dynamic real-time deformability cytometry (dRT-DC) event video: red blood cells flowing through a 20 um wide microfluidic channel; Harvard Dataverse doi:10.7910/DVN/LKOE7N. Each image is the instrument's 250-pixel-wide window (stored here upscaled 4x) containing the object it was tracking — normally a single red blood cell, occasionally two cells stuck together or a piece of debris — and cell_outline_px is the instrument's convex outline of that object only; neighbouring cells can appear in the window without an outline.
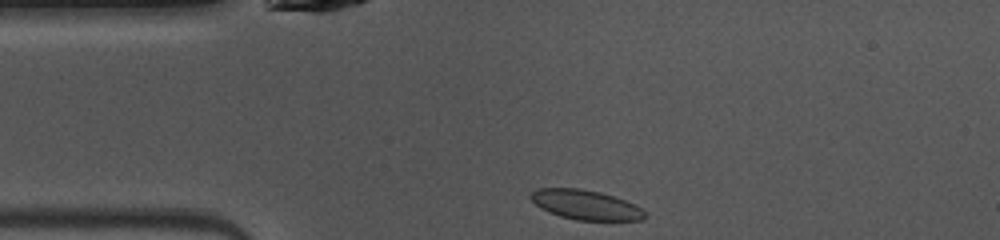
{"species": "common noctule bat (a hibernating species)", "species_latin": "Nyctalus noctula", "temperature_condition": "warm", "stored_images_in_passage": 39, "camera_frame_rate_fps": 3000, "um_per_image_px": 0.085, "animal": {"sex": "female", "body_mass_g": 10.0, "forearm_length_mm": 53.1}, "frame": {"image": 1, "passage_image": 1, "time_ms": 0.0, "image_size_px": [1000, 240], "cell_outline_px": [[648, 216], [644, 220], [576, 220], [560, 216], [548, 212], [540, 208], [528, 196], [536, 188], [580, 188], [600, 192], [616, 196], [636, 204]], "centroid_in_image_um": [49.79, 17.4], "position_along_channel_um": 35.2, "area_um2": 19.94}}
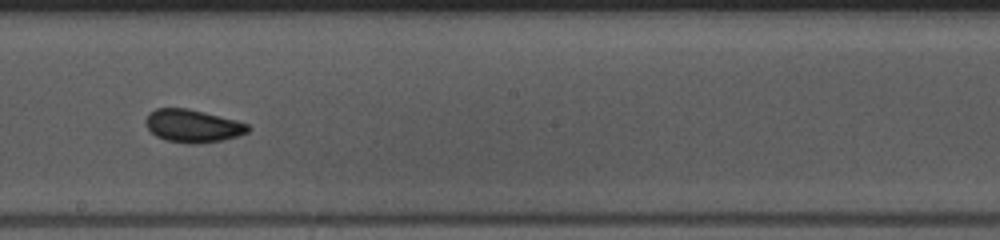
{"frame": {"image": 2, "passage_image": 17, "time_ms": 5.333, "image_size_px": [1000, 240], "cell_outline_px": [[252, 128], [248, 132], [236, 136], [220, 140], [196, 144], [188, 144], [164, 140], [156, 136], [148, 128], [144, 120], [148, 112], [156, 108], [188, 108], [236, 120], [248, 124]], "centroid_in_image_um": [16.35, 10.7], "position_along_channel_um": 231.8, "area_um2": 19.65}}
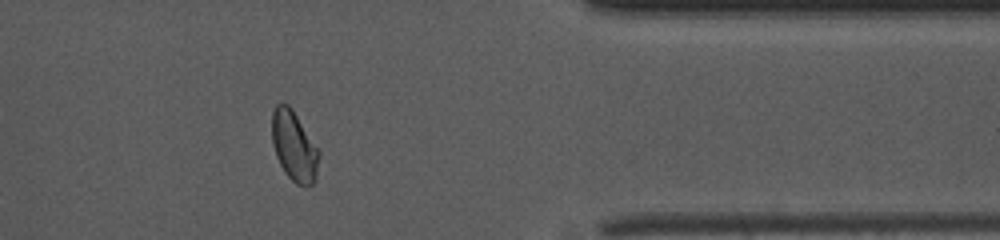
{"frame": {"image": 3, "passage_image": 30, "time_ms": 9.667, "image_size_px": [1000, 240], "cell_outline_px": [[320, 156], [316, 176], [312, 184], [296, 184], [284, 172], [276, 156], [272, 144], [272, 112], [276, 104], [288, 104], [292, 108], [320, 152]], "centroid_in_image_um": [24.98, 12.41], "position_along_channel_um": 386.4, "area_um2": 19.02}, "authors_computed_cell_mechanics": {"area_um2": 19.363, "velocity_mm_per_s": 4.0693, "shape_relaxation_time_tau1_ms": 3.6811, "shape_relaxation_time_tau2_ms": 0.9522, "deformation_change_tau1": 0.0823, "deformation_change_tau2": 0.049}}